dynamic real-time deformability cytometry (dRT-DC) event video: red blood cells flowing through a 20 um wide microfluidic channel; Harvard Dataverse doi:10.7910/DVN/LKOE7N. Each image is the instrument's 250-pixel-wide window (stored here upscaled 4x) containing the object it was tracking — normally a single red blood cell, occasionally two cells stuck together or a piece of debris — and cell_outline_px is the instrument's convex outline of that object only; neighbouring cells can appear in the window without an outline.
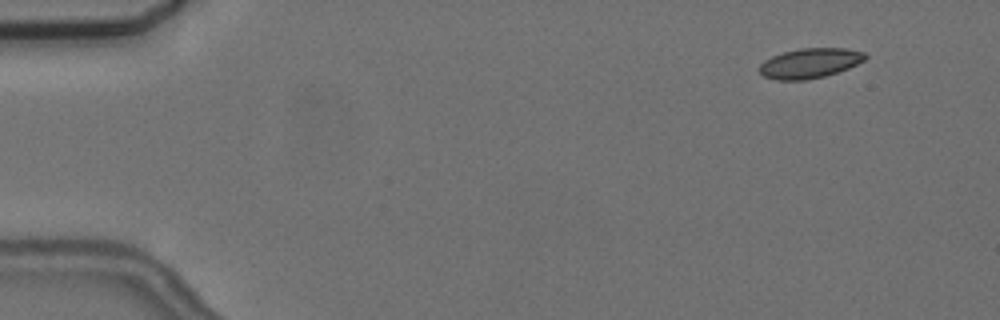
{"species": "common noctule bat (a hibernating species)", "species_latin": "Nyctalus noctula", "temperature_condition": "cold", "stored_images_in_passage": 6, "camera_frame_rate_fps": 3000, "um_per_image_px": 0.085, "animal": {"sex": "female", "body_mass_g": 24.6, "forearm_length_mm": 56.2}, "frame": {"image": 1, "passage_image": 1, "time_ms": 0.0, "image_size_px": [1000, 320], "cell_outline_px": [[868, 56], [864, 60], [848, 68], [824, 76], [804, 80], [776, 80], [764, 76], [756, 68], [764, 60], [772, 56], [784, 52], [800, 48], [844, 48], [864, 52]], "centroid_in_image_um": [68.8, 5.37], "position_along_channel_um": 16.2, "area_um2": 18.38}}